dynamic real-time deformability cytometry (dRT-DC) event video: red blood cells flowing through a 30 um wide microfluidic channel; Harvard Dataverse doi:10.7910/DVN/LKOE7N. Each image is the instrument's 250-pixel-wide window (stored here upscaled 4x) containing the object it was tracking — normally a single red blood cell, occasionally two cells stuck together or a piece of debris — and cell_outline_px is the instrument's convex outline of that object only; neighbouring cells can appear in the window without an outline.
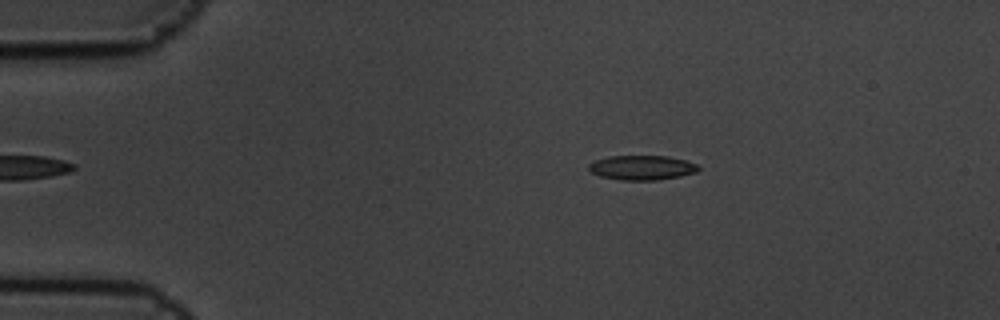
{"species": "common noctule bat (a hibernating species)", "species_latin": "Nyctalus noctula", "temperature_condition": "cold", "stored_images_in_passage": 5, "camera_frame_rate_fps": 3000, "um_per_image_px": 0.085, "animal": {"sex": "male", "body_mass_g": 19.5, "forearm_length_mm": 54.6}, "frame": {"image": 1, "passage_image": 3, "time_ms": 0.667, "image_size_px": [1000, 320], "cell_outline_px": [[700, 168], [696, 172], [680, 176], [656, 180], [620, 180], [600, 176], [592, 172], [588, 168], [588, 164], [596, 160], [608, 156], [668, 156], [684, 160], [696, 164]], "centroid_in_image_um": [54.55, 14.25], "position_along_channel_um": 30.5, "area_um2": 15.61}}